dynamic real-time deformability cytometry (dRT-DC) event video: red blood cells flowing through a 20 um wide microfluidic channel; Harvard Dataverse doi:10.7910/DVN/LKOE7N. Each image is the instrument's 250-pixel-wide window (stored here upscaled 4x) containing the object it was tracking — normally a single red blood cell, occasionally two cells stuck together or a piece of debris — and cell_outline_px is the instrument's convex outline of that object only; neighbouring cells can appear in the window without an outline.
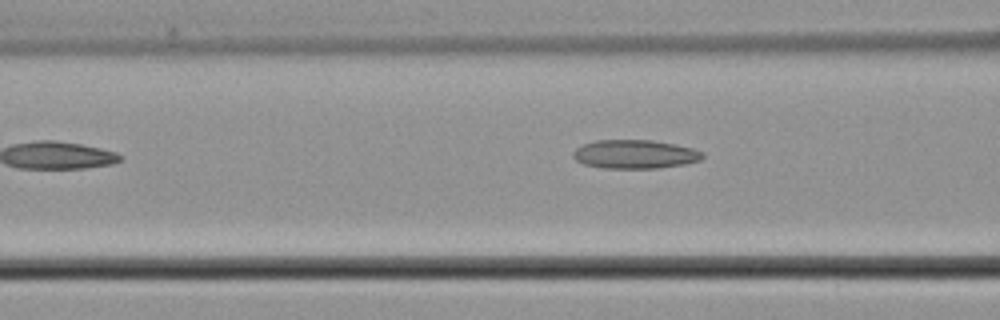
{"species": "common noctule bat (a hibernating species)", "species_latin": "Nyctalus noctula", "temperature_condition": "cold", "stored_images_in_passage": 3, "camera_frame_rate_fps": 3000, "um_per_image_px": 0.085, "animal": {"sex": "male", "body_mass_g": 21.5, "forearm_length_mm": 52.0}, "frame": {"image": 1, "passage_image": 3, "time_ms": 2.333, "image_size_px": [1000, 320], "cell_outline_px": [[704, 156], [700, 160], [684, 164], [656, 168], [604, 168], [584, 164], [576, 160], [572, 156], [572, 152], [576, 148], [584, 144], [596, 140], [652, 140], [676, 144], [692, 148], [704, 152]], "centroid_in_image_um": [53.97, 13.1], "position_along_channel_um": 112.6, "area_um2": 21.68}}